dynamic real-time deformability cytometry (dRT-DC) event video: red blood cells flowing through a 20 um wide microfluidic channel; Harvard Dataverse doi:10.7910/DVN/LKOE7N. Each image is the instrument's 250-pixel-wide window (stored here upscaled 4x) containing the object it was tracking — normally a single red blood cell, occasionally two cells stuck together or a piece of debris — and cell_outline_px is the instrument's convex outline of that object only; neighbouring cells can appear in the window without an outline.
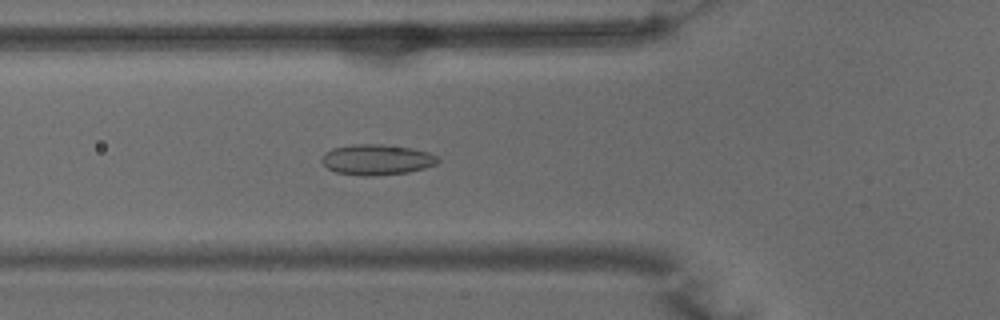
{"species": "common noctule bat (a hibernating species)", "species_latin": "Nyctalus noctula", "temperature_condition": "warm", "stored_images_in_passage": 51, "camera_frame_rate_fps": 3000, "um_per_image_px": 0.085, "animal": {"sex": "male", "body_mass_g": 15.6}, "frame": {"image": 1, "passage_image": 17, "time_ms": 5.333, "image_size_px": [1000, 320], "cell_outline_px": [[440, 160], [436, 164], [424, 168], [408, 172], [364, 176], [336, 172], [328, 168], [320, 160], [324, 152], [332, 148], [352, 144], [380, 144], [412, 148], [428, 152], [436, 156]], "centroid_in_image_um": [32.0, 13.56], "position_along_channel_um": 93.8, "area_um2": 20.58}}
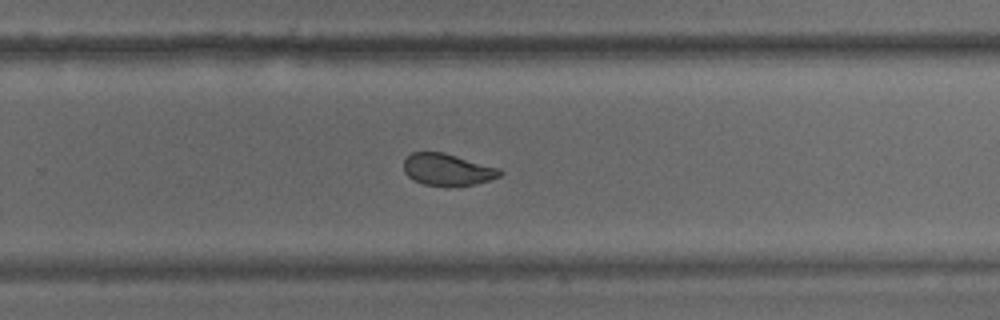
{"frame": {"image": 2, "passage_image": 32, "time_ms": 10.333, "image_size_px": [1000, 320], "cell_outline_px": [[504, 172], [500, 176], [476, 184], [456, 188], [452, 188], [424, 184], [408, 176], [404, 172], [404, 160], [412, 152], [444, 152], [500, 168]], "centroid_in_image_um": [38.07, 14.44], "position_along_channel_um": 291.7, "area_um2": 18.21}}
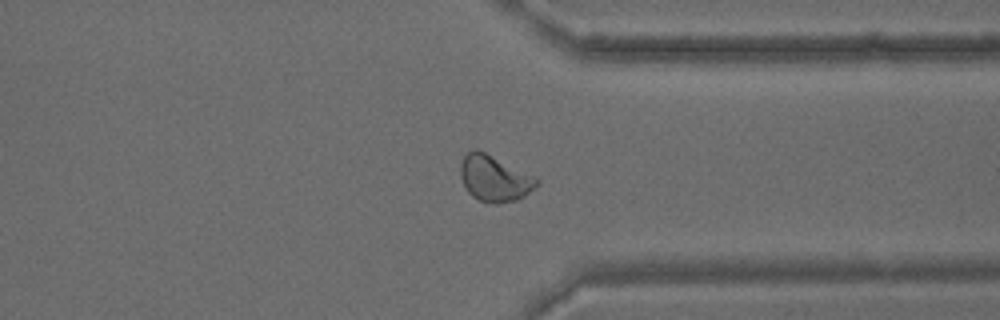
{"frame": {"image": 3, "passage_image": 38, "time_ms": 12.333, "image_size_px": [1000, 320], "cell_outline_px": [[540, 184], [524, 196], [516, 200], [496, 204], [480, 200], [472, 196], [468, 192], [460, 176], [460, 164], [464, 156], [468, 152], [476, 148], [536, 176], [540, 180]], "centroid_in_image_um": [42.05, 15.16], "position_along_channel_um": 369.3, "area_um2": 20.52}, "authors_computed_cell_mechanics": {"area_um2": 20.5768, "velocity_mm_per_s": 3.9592, "shape_relaxation_time_tau1_ms": null, "shape_relaxation_time_tau2_ms": 1.2766, "deformation_change_tau1": null, "deformation_change_tau2": 0.0559}}